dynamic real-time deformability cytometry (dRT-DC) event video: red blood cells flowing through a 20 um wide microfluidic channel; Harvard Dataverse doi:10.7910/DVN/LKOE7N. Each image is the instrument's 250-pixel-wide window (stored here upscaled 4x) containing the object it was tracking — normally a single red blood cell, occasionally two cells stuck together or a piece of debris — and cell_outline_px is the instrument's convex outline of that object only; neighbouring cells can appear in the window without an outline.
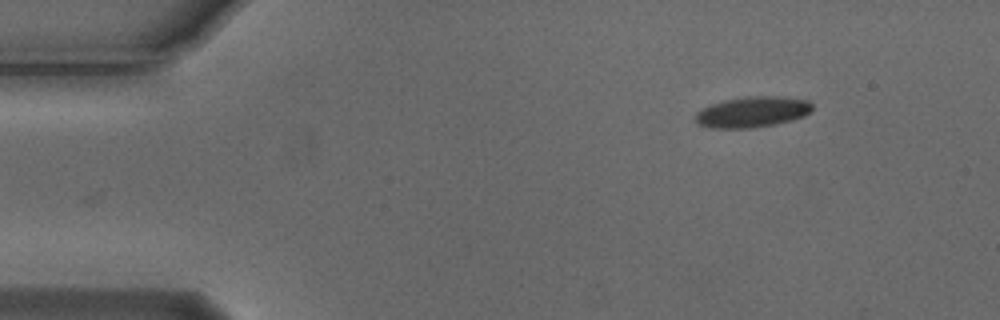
{"species": "Egyptian fruit bat (a non-hibernating species)", "species_latin": "Rousettus aegyptiacus", "temperature_condition": "cold", "stored_images_in_passage": 3, "camera_frame_rate_fps": 3000, "um_per_image_px": 0.085, "animal": {"sex": "male"}, "frame": {"image": 1, "passage_image": 3, "time_ms": 0.667, "image_size_px": [1000, 320], "cell_outline_px": [[812, 112], [804, 116], [792, 120], [776, 124], [748, 128], [712, 128], [696, 124], [696, 112], [712, 104], [724, 100], [748, 96], [776, 96], [808, 100], [812, 104]], "centroid_in_image_um": [63.97, 9.52], "position_along_channel_um": 21.0, "area_um2": 20.92}}